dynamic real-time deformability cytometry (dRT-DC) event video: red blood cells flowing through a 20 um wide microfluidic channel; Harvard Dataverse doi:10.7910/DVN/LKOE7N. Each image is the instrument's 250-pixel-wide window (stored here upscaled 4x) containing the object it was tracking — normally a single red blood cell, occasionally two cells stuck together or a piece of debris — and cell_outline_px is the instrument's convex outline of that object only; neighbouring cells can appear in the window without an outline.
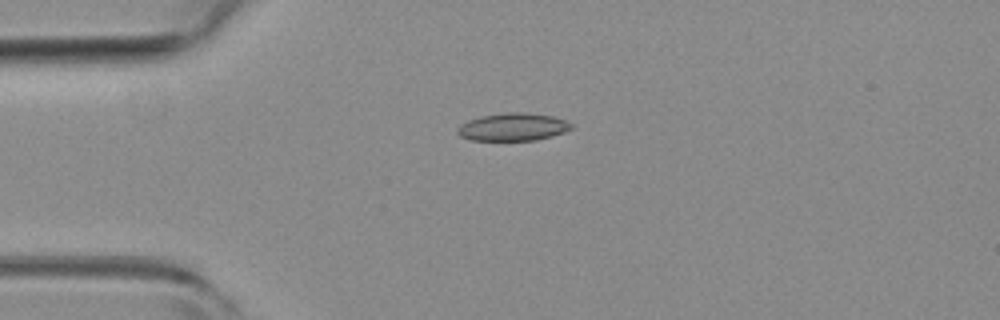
{"species": "common noctule bat (a hibernating species)", "species_latin": "Nyctalus noctula", "temperature_condition": "room temperature", "stored_images_in_passage": 5, "camera_frame_rate_fps": 3000, "um_per_image_px": 0.085, "animal": {"sex": "female", "body_mass_g": 19.3, "forearm_length_mm": 54.1}, "frame": {"image": 1, "passage_image": 3, "time_ms": 0.667, "image_size_px": [1000, 320], "cell_outline_px": [[572, 128], [564, 132], [552, 136], [536, 140], [472, 140], [460, 136], [456, 132], [456, 128], [460, 124], [468, 120], [480, 116], [508, 112], [524, 112], [552, 116], [564, 120], [572, 124]], "centroid_in_image_um": [43.56, 10.79], "position_along_channel_um": 41.4, "area_um2": 18.38}}
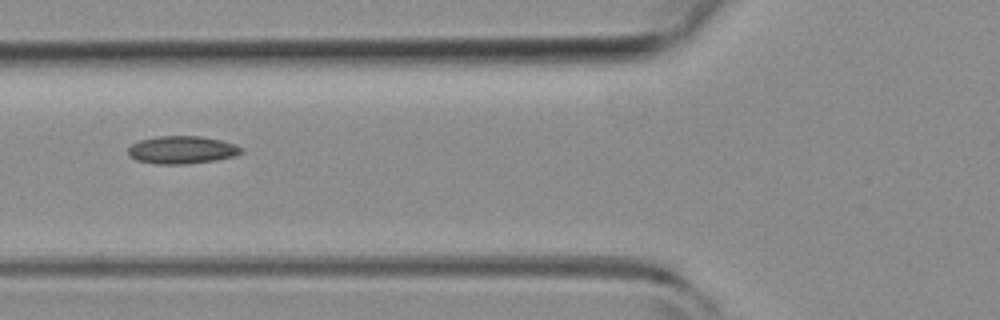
{"frame": {"image": 2, "passage_image": 5, "time_ms": 1.333, "image_size_px": [1000, 320], "cell_outline_px": [[244, 152], [236, 156], [216, 160], [188, 164], [156, 164], [136, 160], [128, 152], [128, 148], [132, 144], [140, 140], [156, 136], [200, 136], [220, 140], [236, 144], [244, 148]], "centroid_in_image_um": [15.52, 12.74], "position_along_channel_um": 110.3, "area_um2": 18.44}}